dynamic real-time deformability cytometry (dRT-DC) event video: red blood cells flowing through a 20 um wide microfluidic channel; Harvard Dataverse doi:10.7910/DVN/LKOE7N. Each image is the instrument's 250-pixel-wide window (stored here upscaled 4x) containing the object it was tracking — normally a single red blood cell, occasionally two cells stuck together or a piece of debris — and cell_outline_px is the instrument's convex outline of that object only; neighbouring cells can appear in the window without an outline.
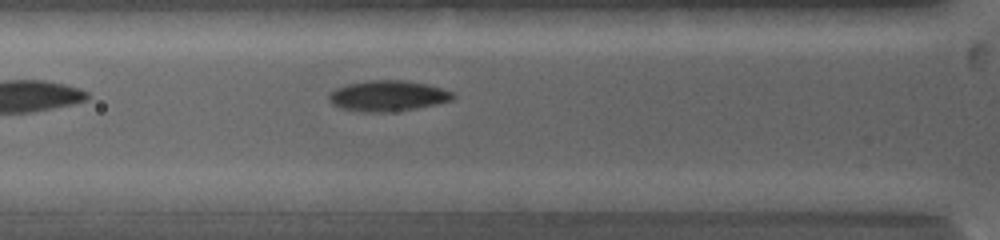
{"species": "common noctule bat (a hibernating species)", "species_latin": "Nyctalus noctula", "temperature_condition": "warm", "stored_images_in_passage": 7, "camera_frame_rate_fps": 5000, "um_per_image_px": 0.085, "animal": {"sex": "female", "body_mass_g": 19.0, "forearm_length_mm": 53.3}, "frame": {"image": 1, "passage_image": 5, "time_ms": 2.2, "image_size_px": [1000, 240], "cell_outline_px": [[456, 96], [452, 100], [436, 104], [416, 108], [388, 112], [360, 112], [340, 108], [332, 104], [328, 100], [328, 96], [336, 88], [348, 84], [368, 80], [400, 80], [424, 84], [440, 88], [452, 92]], "centroid_in_image_um": [32.93, 8.16], "position_along_channel_um": 92.9, "area_um2": 22.02}}
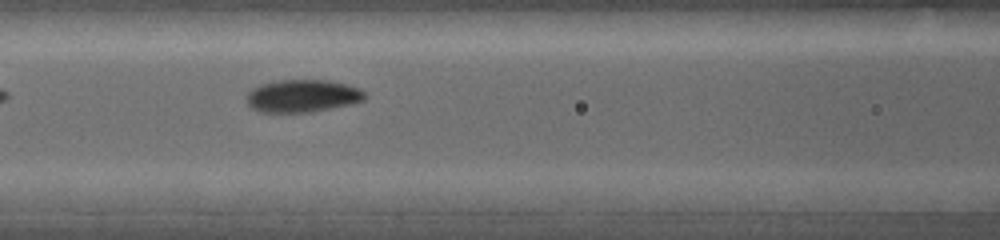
{"frame": {"image": 2, "passage_image": 7, "time_ms": 3.4, "image_size_px": [1000, 240], "cell_outline_px": [[364, 100], [352, 104], [312, 112], [260, 112], [252, 108], [248, 104], [244, 96], [252, 88], [260, 84], [280, 80], [328, 80], [348, 84], [360, 88], [364, 92]], "centroid_in_image_um": [25.69, 8.15], "position_along_channel_um": 140.9, "area_um2": 22.66}}